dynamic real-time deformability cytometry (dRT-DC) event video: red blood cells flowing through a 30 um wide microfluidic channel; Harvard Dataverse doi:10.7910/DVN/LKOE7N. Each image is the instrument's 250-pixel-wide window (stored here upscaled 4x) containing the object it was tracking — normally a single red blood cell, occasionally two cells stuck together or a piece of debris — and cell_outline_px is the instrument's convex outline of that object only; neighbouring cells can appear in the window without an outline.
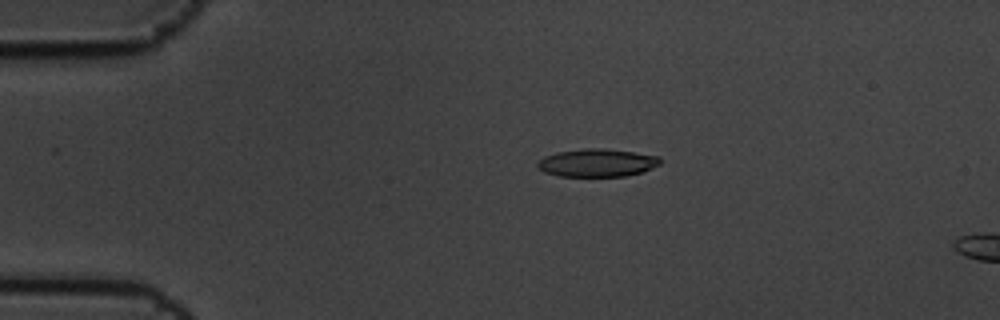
{"species": "common noctule bat (a hibernating species)", "species_latin": "Nyctalus noctula", "temperature_condition": "cold", "stored_images_in_passage": 5, "camera_frame_rate_fps": 3000, "um_per_image_px": 0.085, "animal": {"sex": "male", "body_mass_g": 19.5, "forearm_length_mm": 54.6}, "frame": {"image": 1, "passage_image": 4, "time_ms": 1.0, "image_size_px": [1000, 320], "cell_outline_px": [[660, 164], [644, 172], [624, 176], [556, 176], [544, 172], [536, 164], [544, 156], [556, 152], [584, 148], [604, 148], [660, 156]], "centroid_in_image_um": [50.75, 13.83], "position_along_channel_um": 34.2, "area_um2": 20.0}}